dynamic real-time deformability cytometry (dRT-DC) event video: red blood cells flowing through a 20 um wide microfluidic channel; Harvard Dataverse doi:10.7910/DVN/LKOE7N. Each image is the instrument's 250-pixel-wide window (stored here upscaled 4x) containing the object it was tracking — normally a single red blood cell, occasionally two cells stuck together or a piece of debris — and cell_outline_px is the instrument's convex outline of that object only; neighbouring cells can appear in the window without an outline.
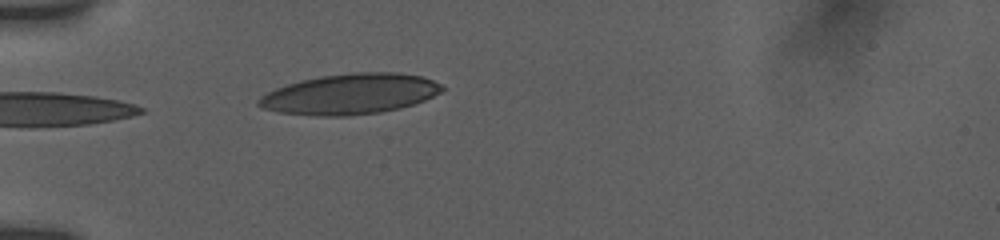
{"species": "human", "species_latin": "Homo sapiens", "temperature_condition": "room temperature", "stored_images_in_passage": 26, "camera_frame_rate_fps": 3000, "um_per_image_px": 0.085, "donor": {"sex": "female"}, "frame": {"image": 1, "passage_image": 2, "time_ms": 0.333, "image_size_px": [1000, 240], "cell_outline_px": [[444, 88], [440, 92], [424, 100], [400, 108], [380, 112], [348, 116], [320, 116], [280, 112], [264, 108], [256, 104], [256, 100], [260, 96], [276, 88], [300, 80], [320, 76], [352, 72], [396, 72], [424, 76], [440, 84]], "centroid_in_image_um": [29.75, 7.98], "position_along_channel_um": 55.3, "area_um2": 43.23}}
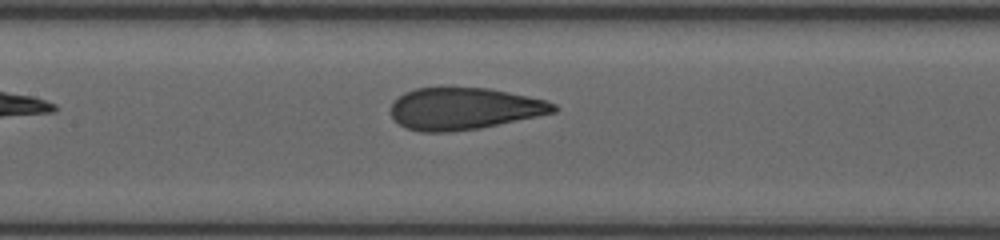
{"frame": {"image": 2, "passage_image": 12, "time_ms": 3.667, "image_size_px": [1000, 240], "cell_outline_px": [[560, 108], [556, 112], [480, 128], [448, 132], [420, 132], [404, 128], [392, 116], [392, 104], [404, 92], [416, 88], [492, 88], [544, 100], [556, 104]], "centroid_in_image_um": [39.46, 9.24], "position_along_channel_um": 167.9, "area_um2": 39.59}}
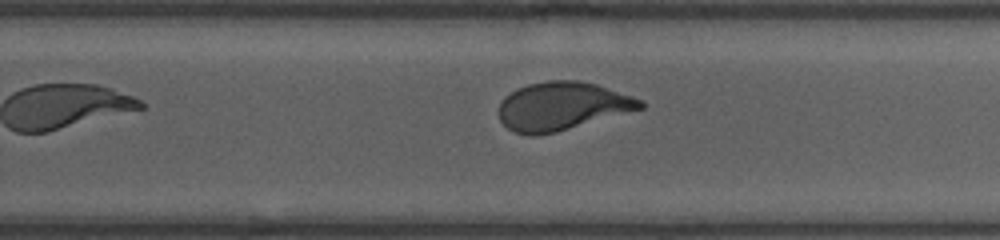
{"frame": {"image": 3, "passage_image": 21, "time_ms": 6.667, "image_size_px": [1000, 240], "cell_outline_px": [[644, 108], [556, 132], [536, 136], [532, 136], [516, 132], [508, 128], [500, 120], [496, 112], [500, 100], [504, 96], [528, 84], [548, 80], [576, 80], [596, 84], [644, 100]], "centroid_in_image_um": [47.75, 9.02], "position_along_channel_um": 282.1, "area_um2": 39.82}}